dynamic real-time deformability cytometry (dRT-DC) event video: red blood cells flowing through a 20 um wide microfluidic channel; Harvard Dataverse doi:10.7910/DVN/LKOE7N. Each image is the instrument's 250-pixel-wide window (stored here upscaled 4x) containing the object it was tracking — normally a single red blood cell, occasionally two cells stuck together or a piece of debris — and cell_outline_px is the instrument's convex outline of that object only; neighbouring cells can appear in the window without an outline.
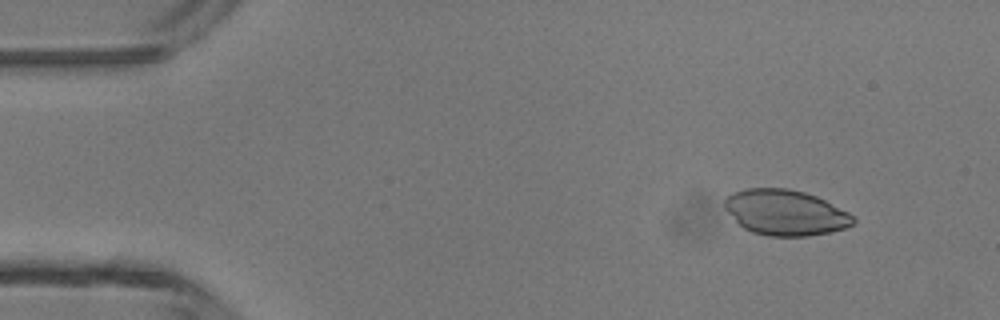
{"species": "common noctule bat (a hibernating species)", "species_latin": "Nyctalus noctula", "temperature_condition": "room temperature", "stored_images_in_passage": 3, "camera_frame_rate_fps": 3000, "um_per_image_px": 0.085, "animal": {"sex": "male", "body_mass_g": 13.3}, "frame": {"image": 1, "passage_image": 1, "time_ms": 0.0, "image_size_px": [1000, 320], "cell_outline_px": [[856, 220], [852, 224], [844, 228], [828, 232], [808, 236], [768, 236], [752, 232], [744, 228], [724, 208], [724, 200], [732, 192], [744, 188], [788, 188], [804, 192], [816, 196], [848, 212]], "centroid_in_image_um": [66.73, 18.05], "position_along_channel_um": 18.3, "area_um2": 33.93}}